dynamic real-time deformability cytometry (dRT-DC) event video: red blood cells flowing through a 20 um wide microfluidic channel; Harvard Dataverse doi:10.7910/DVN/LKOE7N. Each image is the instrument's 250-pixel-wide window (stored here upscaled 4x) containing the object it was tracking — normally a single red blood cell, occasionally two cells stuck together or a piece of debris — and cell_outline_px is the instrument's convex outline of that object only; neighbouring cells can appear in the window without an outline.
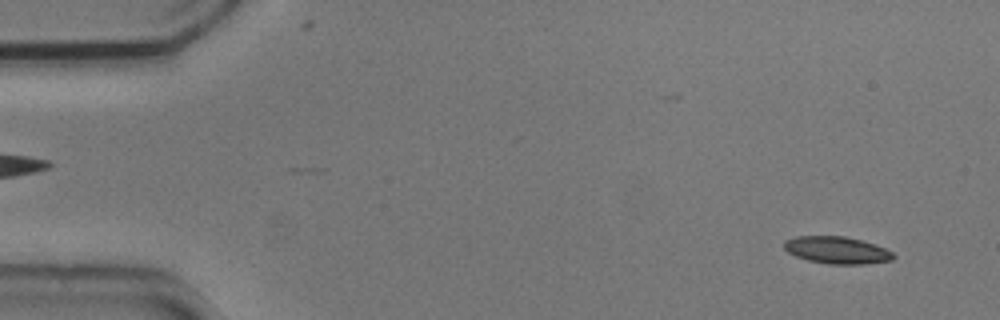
{"species": "common noctule bat (a hibernating species)", "species_latin": "Nyctalus noctula", "temperature_condition": "cold", "stored_images_in_passage": 54, "camera_frame_rate_fps": 3000, "um_per_image_px": 0.085, "animal": {"sex": "male", "body_mass_g": 20.5, "forearm_length_mm": 52.5}, "frame": {"image": 1, "passage_image": 3, "time_ms": 0.667, "image_size_px": [1000, 320], "cell_outline_px": [[896, 256], [892, 260], [864, 264], [828, 264], [808, 260], [796, 256], [788, 252], [784, 248], [784, 240], [796, 236], [844, 236], [876, 244], [892, 252]], "centroid_in_image_um": [71.13, 21.26], "position_along_channel_um": 13.9, "area_um2": 17.28}}
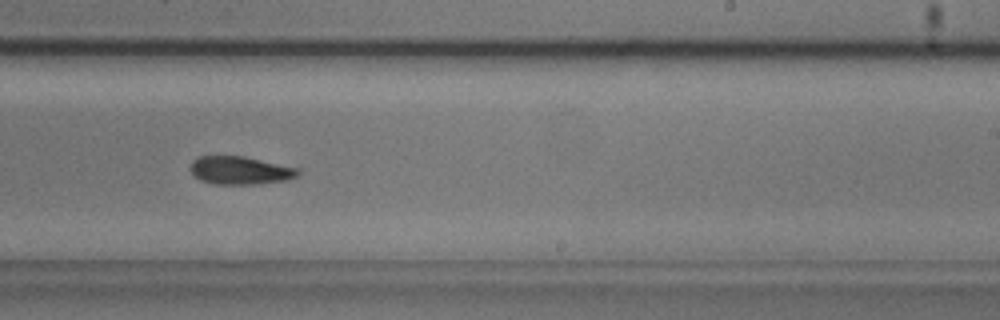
{"frame": {"image": 2, "passage_image": 33, "time_ms": 10.667, "image_size_px": [1000, 320], "cell_outline_px": [[300, 172], [296, 176], [288, 180], [260, 184], [212, 184], [200, 180], [192, 176], [188, 168], [192, 160], [200, 156], [244, 156], [300, 168]], "centroid_in_image_um": [20.38, 14.49], "position_along_channel_um": 268.6, "area_um2": 17.98}}
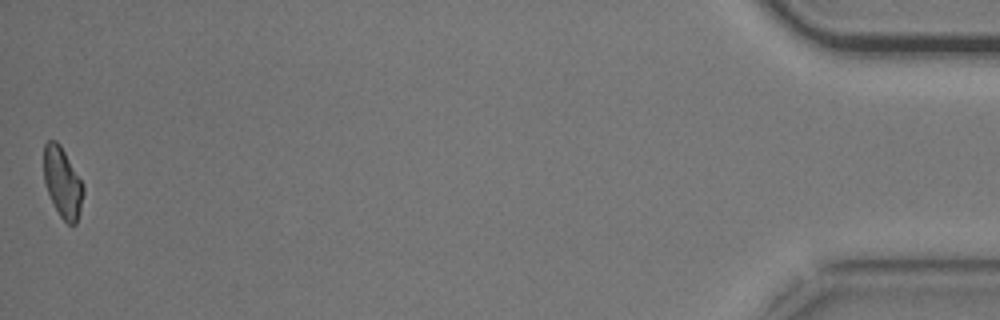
{"frame": {"image": 3, "passage_image": 54, "time_ms": 17.667, "image_size_px": [1000, 320], "cell_outline_px": [[84, 192], [80, 212], [76, 224], [68, 224], [60, 216], [48, 192], [44, 180], [44, 144], [48, 140], [56, 140], [60, 144], [84, 184]], "centroid_in_image_um": [5.33, 15.49], "position_along_channel_um": 429.9, "area_um2": 16.13}, "authors_computed_cell_mechanics": {"area_um2": 18.0336, "velocity_mm_per_s": 3.6763, "shape_relaxation_time_tau1_ms": 6.3604, "shape_relaxation_time_tau2_ms": 7.4847, "deformation_change_tau1": 0.1408, "deformation_change_tau2": 0.1549}}